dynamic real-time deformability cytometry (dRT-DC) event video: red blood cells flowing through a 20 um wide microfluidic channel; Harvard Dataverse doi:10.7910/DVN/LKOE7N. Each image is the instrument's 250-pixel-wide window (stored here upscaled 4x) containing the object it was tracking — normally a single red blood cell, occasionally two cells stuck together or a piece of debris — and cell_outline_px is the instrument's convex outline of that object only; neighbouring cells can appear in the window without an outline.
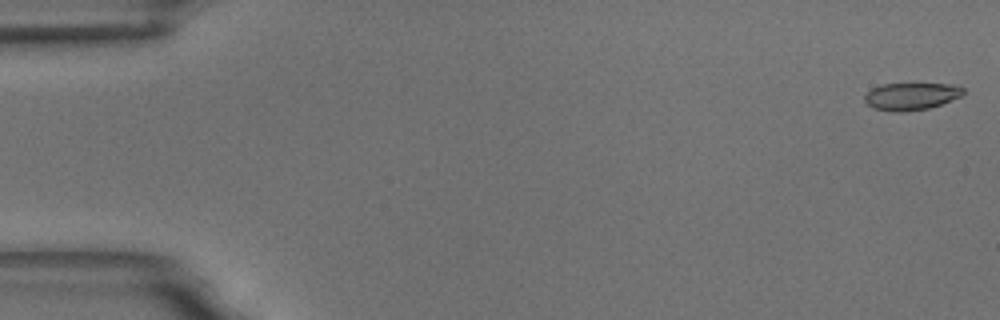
{"species": "common noctule bat (a hibernating species)", "species_latin": "Nyctalus noctula", "temperature_condition": "room temperature", "stored_images_in_passage": 55, "camera_frame_rate_fps": 3000, "um_per_image_px": 0.085, "animal": {"sex": "male", "body_mass_g": 18.8}, "frame": {"image": 1, "passage_image": 1, "time_ms": 0.0, "image_size_px": [1000, 320], "cell_outline_px": [[964, 92], [960, 96], [940, 104], [928, 108], [904, 112], [892, 112], [872, 108], [864, 100], [864, 96], [872, 88], [884, 84], [952, 84], [964, 88]], "centroid_in_image_um": [77.42, 8.19], "position_along_channel_um": 7.6, "area_um2": 15.55}}
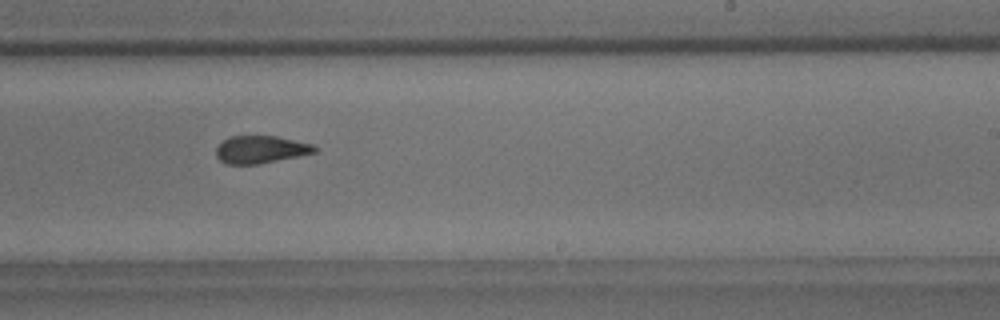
{"frame": {"image": 2, "passage_image": 34, "time_ms": 11.0, "image_size_px": [1000, 320], "cell_outline_px": [[316, 152], [260, 164], [228, 164], [220, 160], [216, 156], [216, 148], [228, 136], [276, 136], [312, 144], [316, 148]], "centroid_in_image_um": [22.13, 12.71], "position_along_channel_um": 266.9, "area_um2": 15.66}}
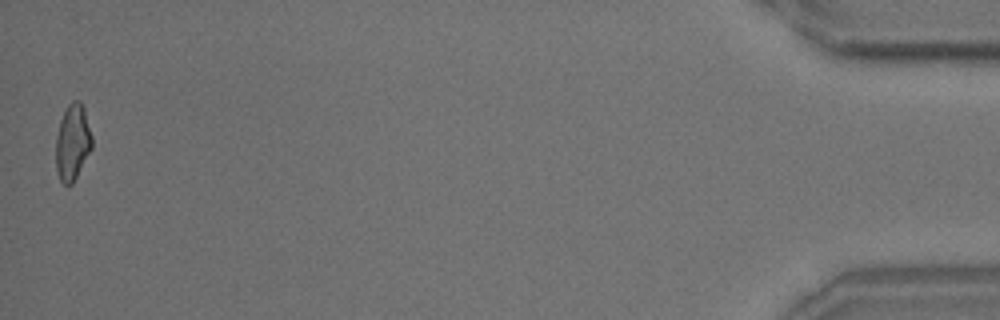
{"frame": {"image": 3, "passage_image": 55, "time_ms": 18.0, "image_size_px": [1000, 320], "cell_outline_px": [[92, 148], [72, 184], [68, 188], [60, 180], [56, 168], [56, 136], [60, 120], [68, 104], [72, 100], [80, 100], [84, 108], [92, 136]], "centroid_in_image_um": [6.16, 12.1], "position_along_channel_um": 429.0, "area_um2": 16.07}, "authors_computed_cell_mechanics": {"area_um2": 16.5308, "velocity_mm_per_s": 3.6462, "shape_relaxation_time_tau1_ms": 4.7812, "shape_relaxation_time_tau2_ms": 1.8726, "deformation_change_tau1": 0.1268, "deformation_change_tau2": 0.082}}